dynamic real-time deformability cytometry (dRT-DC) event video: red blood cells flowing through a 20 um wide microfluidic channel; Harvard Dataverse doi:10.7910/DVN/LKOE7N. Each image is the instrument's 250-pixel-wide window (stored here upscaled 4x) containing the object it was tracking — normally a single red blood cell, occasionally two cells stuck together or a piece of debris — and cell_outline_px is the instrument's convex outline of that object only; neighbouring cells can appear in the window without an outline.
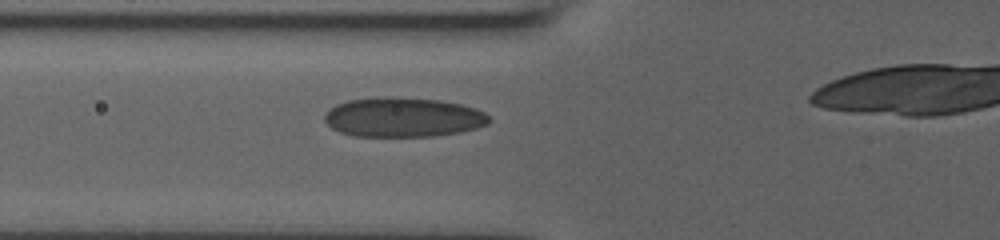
{"species": "human", "species_latin": "Homo sapiens", "temperature_condition": "room temperature", "stored_images_in_passage": 41, "camera_frame_rate_fps": 3000, "um_per_image_px": 0.085, "donor": {"sex": "male"}, "frame": {"image": 1, "passage_image": 14, "time_ms": 4.333, "image_size_px": [1000, 240], "cell_outline_px": [[492, 120], [488, 124], [476, 128], [460, 132], [432, 136], [356, 136], [340, 132], [332, 128], [324, 120], [324, 112], [328, 108], [336, 104], [348, 100], [380, 96], [388, 96], [440, 100], [460, 104], [476, 108], [484, 112]], "centroid_in_image_um": [34.24, 9.95], "position_along_channel_um": 91.6, "area_um2": 38.21}}
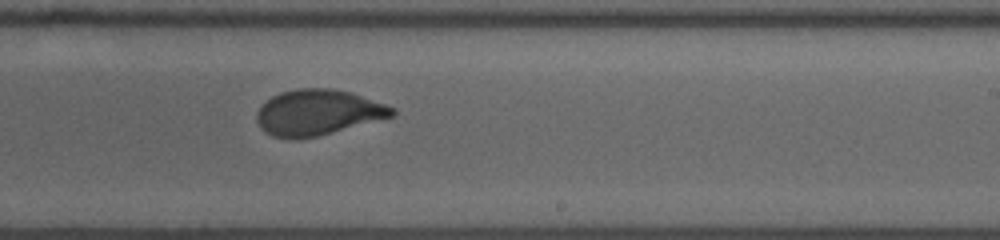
{"frame": {"image": 2, "passage_image": 27, "time_ms": 8.667, "image_size_px": [1000, 240], "cell_outline_px": [[396, 112], [392, 116], [316, 136], [296, 140], [288, 140], [272, 136], [264, 132], [256, 120], [256, 112], [272, 96], [280, 92], [296, 88], [332, 88], [352, 92], [396, 108]], "centroid_in_image_um": [26.98, 9.56], "position_along_channel_um": 262.0, "area_um2": 35.95}}
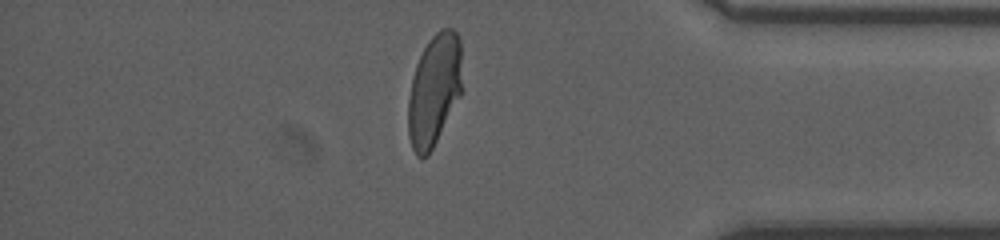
{"frame": {"image": 3, "passage_image": 39, "time_ms": 12.667, "image_size_px": [1000, 240], "cell_outline_px": [[460, 96], [428, 156], [420, 160], [416, 156], [412, 148], [408, 136], [408, 100], [412, 80], [416, 64], [428, 40], [440, 28], [452, 28], [460, 36]], "centroid_in_image_um": [36.88, 7.67], "position_along_channel_um": 398.3, "area_um2": 34.91}}